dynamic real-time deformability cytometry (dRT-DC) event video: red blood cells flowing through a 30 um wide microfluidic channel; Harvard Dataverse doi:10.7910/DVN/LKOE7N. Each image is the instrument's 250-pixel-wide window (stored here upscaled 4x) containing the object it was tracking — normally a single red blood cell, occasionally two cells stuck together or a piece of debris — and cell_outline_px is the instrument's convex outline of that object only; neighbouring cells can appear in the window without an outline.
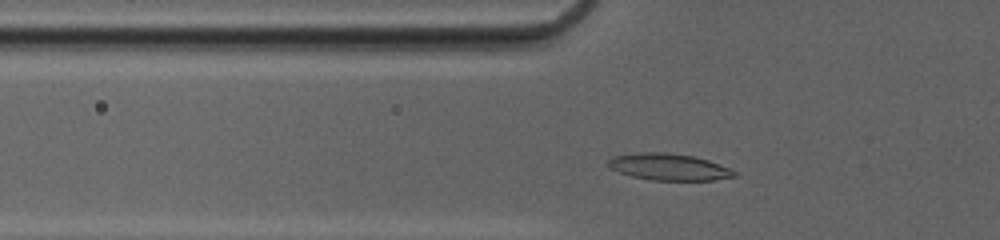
{"species": "common noctule bat (a hibernating species)", "species_latin": "Nyctalus noctula", "temperature_condition": "cold", "stored_images_in_passage": 31, "camera_frame_rate_fps": 3000, "um_per_image_px": 0.085, "animal": {"sex": "female", "body_mass_g": 20.0, "forearm_length_mm": 54.0}, "frame": {"image": 1, "passage_image": 5, "time_ms": 1.333, "image_size_px": [1000, 240], "cell_outline_px": [[736, 176], [712, 180], [652, 180], [632, 176], [620, 172], [612, 168], [608, 164], [608, 160], [612, 156], [640, 152], [668, 152], [692, 156], [708, 160], [728, 168], [736, 172]], "centroid_in_image_um": [56.83, 14.18], "position_along_channel_um": 69.0, "area_um2": 19.36}}
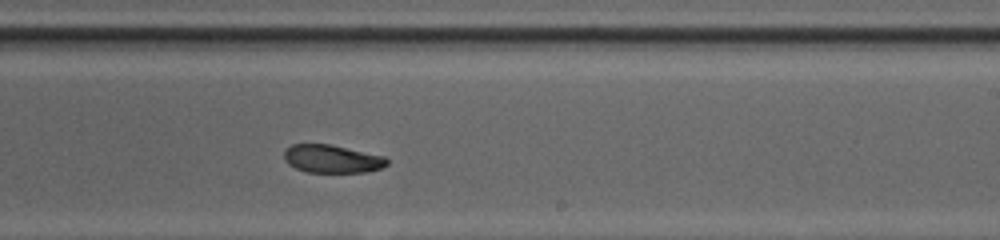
{"frame": {"image": 2, "passage_image": 19, "time_ms": 6.0, "image_size_px": [1000, 240], "cell_outline_px": [[388, 164], [380, 168], [368, 172], [308, 172], [296, 168], [288, 164], [284, 160], [284, 152], [292, 144], [328, 144], [384, 156], [388, 160]], "centroid_in_image_um": [28.21, 13.51], "position_along_channel_um": 260.8, "area_um2": 16.65}}
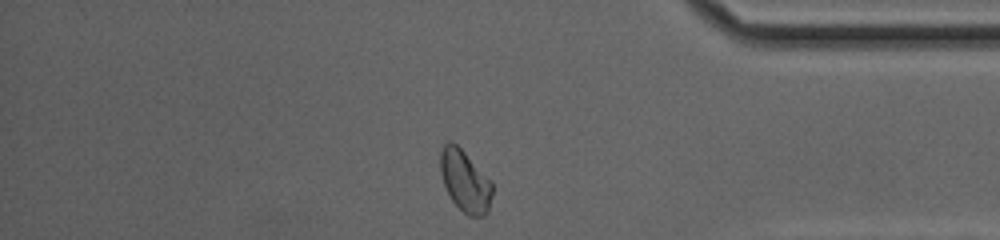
{"frame": {"image": 3, "passage_image": 30, "time_ms": 9.667, "image_size_px": [1000, 240], "cell_outline_px": [[492, 196], [488, 212], [484, 216], [468, 216], [452, 200], [444, 184], [440, 172], [440, 152], [444, 144], [448, 140], [456, 144], [492, 180]], "centroid_in_image_um": [39.54, 15.38], "position_along_channel_um": 395.7, "area_um2": 18.61}, "authors_computed_cell_mechanics": {"area_um2": 18.0914, "velocity_mm_per_s": 4.1665, "shape_relaxation_time_tau1_ms": 5.4684, "shape_relaxation_time_tau2_ms": 8.3543, "deformation_change_tau1": 0.1619, "deformation_change_tau2": 0.1378}}